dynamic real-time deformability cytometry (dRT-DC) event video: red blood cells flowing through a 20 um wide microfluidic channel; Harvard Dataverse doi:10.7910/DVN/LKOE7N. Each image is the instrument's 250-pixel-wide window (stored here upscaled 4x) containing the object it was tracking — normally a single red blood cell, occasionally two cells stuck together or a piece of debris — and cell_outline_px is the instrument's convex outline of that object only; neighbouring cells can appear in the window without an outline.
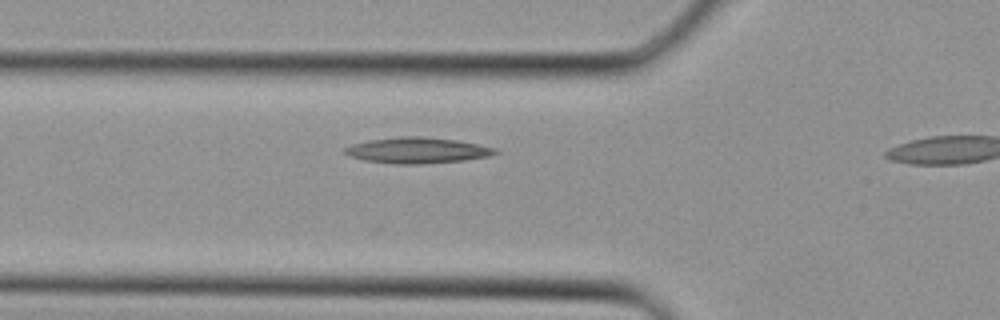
{"species": "Egyptian fruit bat (a non-hibernating species)", "species_latin": "Rousettus aegyptiacus", "temperature_condition": "cold", "stored_images_in_passage": 9, "camera_frame_rate_fps": 3000, "um_per_image_px": 0.085, "animal": {"sex": "female"}, "frame": {"image": 1, "passage_image": 8, "time_ms": 2.333, "image_size_px": [1000, 320], "cell_outline_px": [[500, 152], [488, 156], [464, 160], [420, 164], [392, 164], [364, 160], [348, 156], [344, 152], [344, 148], [352, 144], [368, 140], [400, 136], [420, 136], [456, 140], [496, 148]], "centroid_in_image_um": [35.43, 12.78], "position_along_channel_um": 90.4, "area_um2": 22.66}}